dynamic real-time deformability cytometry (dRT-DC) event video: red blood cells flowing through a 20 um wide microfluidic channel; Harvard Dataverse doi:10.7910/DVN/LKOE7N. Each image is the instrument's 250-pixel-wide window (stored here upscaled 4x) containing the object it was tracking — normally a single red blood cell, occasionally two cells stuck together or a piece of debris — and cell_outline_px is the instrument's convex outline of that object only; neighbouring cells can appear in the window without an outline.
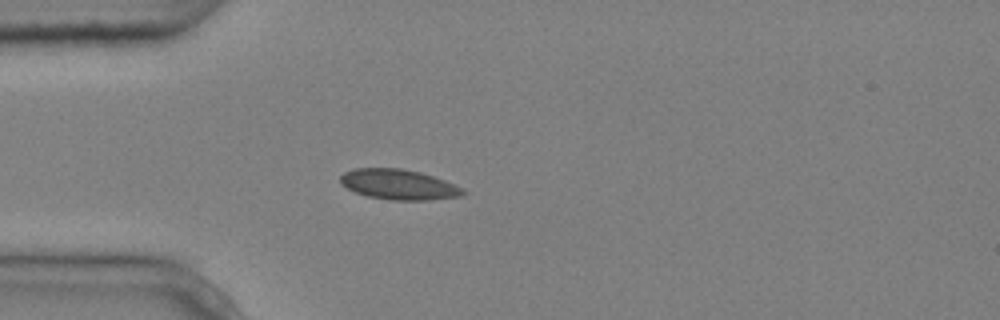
{"species": "common noctule bat (a hibernating species)", "species_latin": "Nyctalus noctula", "temperature_condition": "cold", "stored_images_in_passage": 5, "camera_frame_rate_fps": 3000, "um_per_image_px": 0.085, "animal": {"sex": "male", "body_mass_g": 20.4}, "frame": {"image": 1, "passage_image": 5, "time_ms": 1.333, "image_size_px": [1000, 320], "cell_outline_px": [[468, 192], [460, 196], [428, 200], [388, 200], [368, 196], [356, 192], [340, 184], [340, 176], [344, 172], [356, 168], [400, 168], [420, 172], [444, 180], [464, 188]], "centroid_in_image_um": [33.9, 15.68], "position_along_channel_um": 51.1, "area_um2": 21.62}}